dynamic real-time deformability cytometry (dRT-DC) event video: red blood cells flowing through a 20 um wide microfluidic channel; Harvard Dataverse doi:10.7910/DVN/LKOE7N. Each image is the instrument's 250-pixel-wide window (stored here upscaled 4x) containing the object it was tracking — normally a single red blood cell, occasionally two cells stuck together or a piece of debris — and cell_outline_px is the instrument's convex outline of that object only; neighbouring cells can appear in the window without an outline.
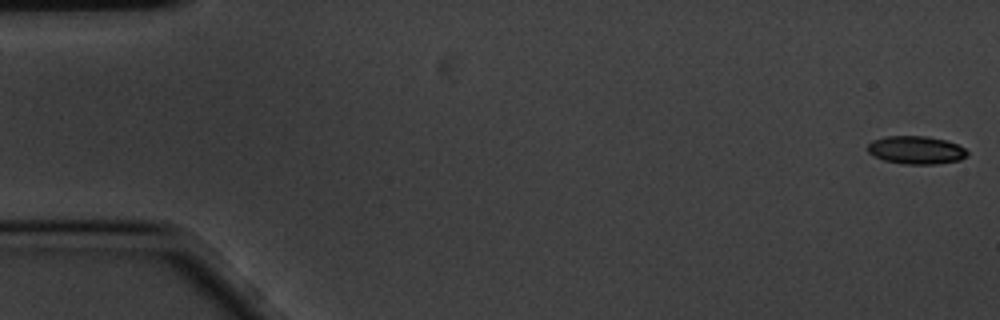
{"species": "common noctule bat (a hibernating species)", "species_latin": "Nyctalus noctula", "temperature_condition": "cold", "stored_images_in_passage": 10, "camera_frame_rate_fps": 3000, "um_per_image_px": 0.085, "animal": {"sex": "male", "body_mass_g": 20.1, "forearm_length_mm": 53.5}, "frame": {"image": 1, "passage_image": 1, "time_ms": 0.0, "image_size_px": [1000, 320], "cell_outline_px": [[968, 156], [960, 160], [936, 164], [904, 164], [884, 160], [872, 156], [868, 152], [868, 144], [872, 140], [888, 136], [928, 136], [944, 140], [956, 144], [964, 148], [968, 152]], "centroid_in_image_um": [77.86, 12.76], "position_along_channel_um": 7.1, "area_um2": 16.3}}
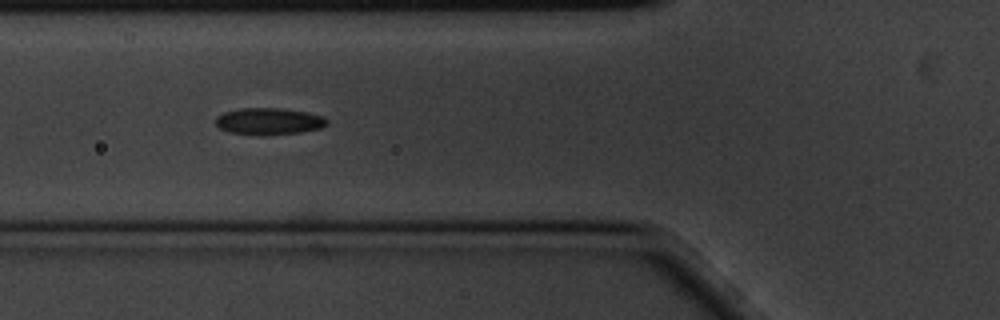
{"frame": {"image": 2, "passage_image": 7, "time_ms": 2.0, "image_size_px": [1000, 320], "cell_outline_px": [[328, 124], [320, 128], [300, 132], [228, 132], [220, 128], [216, 124], [216, 116], [224, 112], [240, 108], [280, 108], [308, 112], [324, 116], [328, 120]], "centroid_in_image_um": [22.89, 10.25], "position_along_channel_um": 102.9, "area_um2": 16.53}}
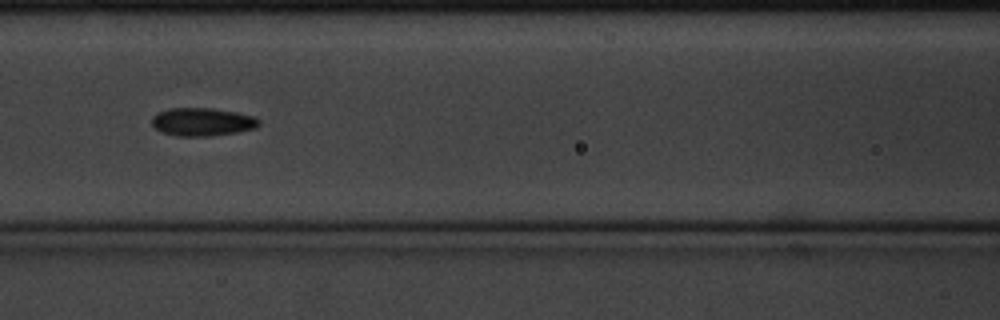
{"frame": {"image": 3, "passage_image": 8, "time_ms": 2.333, "image_size_px": [1000, 320], "cell_outline_px": [[260, 124], [256, 128], [236, 132], [208, 136], [176, 136], [160, 132], [152, 124], [152, 116], [168, 108], [212, 108], [236, 112], [256, 116], [260, 120]], "centroid_in_image_um": [17.21, 10.36], "position_along_channel_um": 149.4, "area_um2": 17.63}}